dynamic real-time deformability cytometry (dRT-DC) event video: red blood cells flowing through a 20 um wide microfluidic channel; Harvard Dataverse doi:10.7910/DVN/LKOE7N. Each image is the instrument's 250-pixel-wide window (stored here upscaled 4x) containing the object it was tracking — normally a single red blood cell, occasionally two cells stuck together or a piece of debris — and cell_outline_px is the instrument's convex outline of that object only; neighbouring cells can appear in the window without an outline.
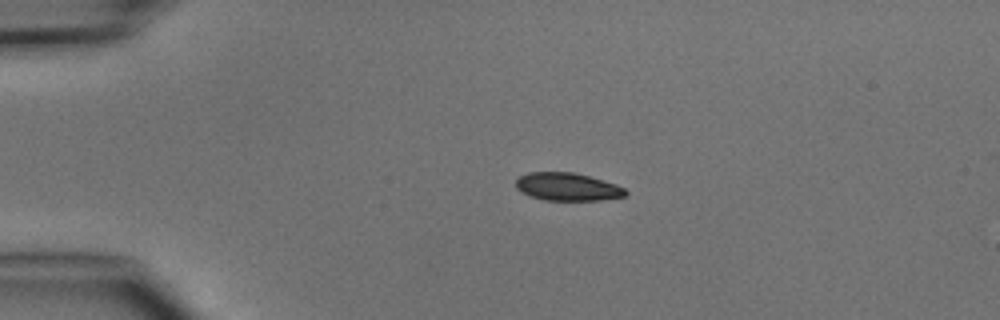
{"species": "common noctule bat (a hibernating species)", "species_latin": "Nyctalus noctula", "temperature_condition": "cold", "stored_images_in_passage": 3, "camera_frame_rate_fps": 3000, "um_per_image_px": 0.085, "animal": {"sex": "male", "body_mass_g": 15.6}, "frame": {"image": 1, "passage_image": 2, "time_ms": 2.0, "image_size_px": [1000, 320], "cell_outline_px": [[628, 192], [624, 196], [600, 200], [544, 200], [528, 196], [520, 192], [516, 188], [516, 180], [520, 176], [528, 172], [572, 172], [588, 176], [616, 184], [624, 188]], "centroid_in_image_um": [48.19, 15.88], "position_along_channel_um": 36.8, "area_um2": 17.8}}